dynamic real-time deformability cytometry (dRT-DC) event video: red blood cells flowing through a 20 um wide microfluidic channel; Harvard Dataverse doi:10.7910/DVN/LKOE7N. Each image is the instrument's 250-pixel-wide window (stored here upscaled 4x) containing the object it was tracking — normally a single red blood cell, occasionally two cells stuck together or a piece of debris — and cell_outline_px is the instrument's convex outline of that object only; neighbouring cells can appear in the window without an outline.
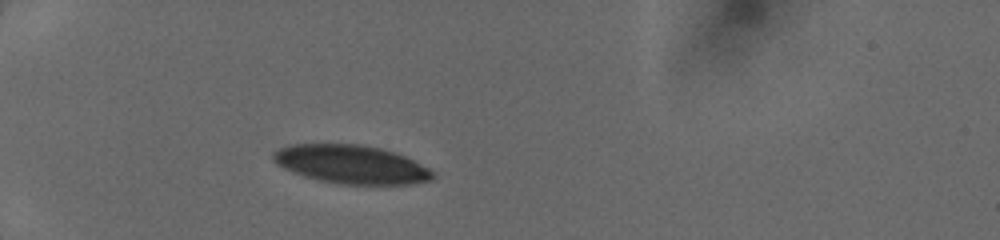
{"species": "human", "species_latin": "Homo sapiens", "temperature_condition": "cold", "stored_images_in_passage": 24, "camera_frame_rate_fps": 3000, "um_per_image_px": 0.085, "donor": {"sex": "female"}, "frame": {"image": 1, "passage_image": 6, "time_ms": 2.333, "image_size_px": [1000, 240], "cell_outline_px": [[436, 176], [432, 180], [412, 184], [340, 184], [320, 180], [304, 176], [292, 172], [276, 164], [272, 160], [272, 152], [288, 144], [364, 144], [396, 152], [428, 168]], "centroid_in_image_um": [29.83, 13.96], "position_along_channel_um": 55.2, "area_um2": 35.89}}
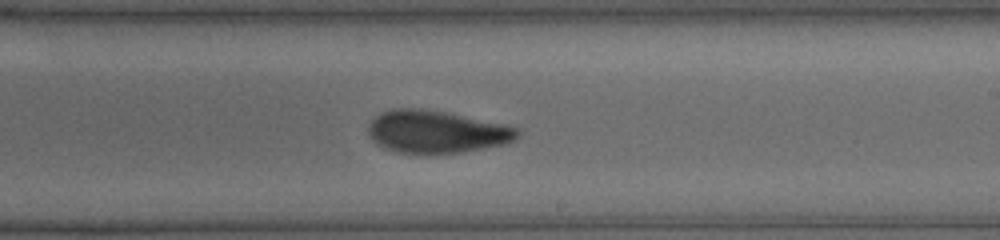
{"frame": {"image": 2, "passage_image": 14, "time_ms": 7.667, "image_size_px": [1000, 240], "cell_outline_px": [[520, 136], [516, 140], [508, 144], [460, 152], [396, 152], [384, 148], [376, 144], [372, 140], [368, 132], [368, 124], [376, 116], [384, 112], [396, 108], [420, 108], [444, 112], [504, 124], [520, 128]], "centroid_in_image_um": [37.13, 11.19], "position_along_channel_um": 251.9, "area_um2": 36.7}}
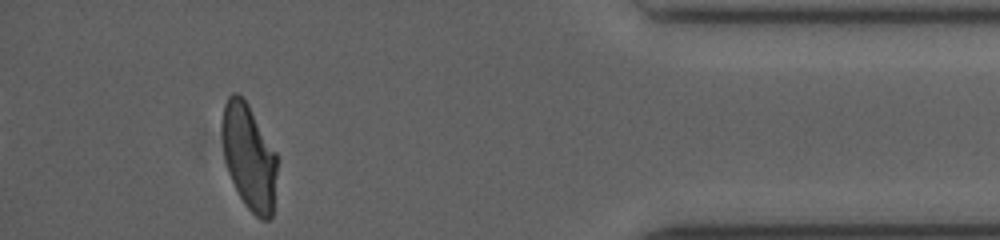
{"frame": {"image": 3, "passage_image": 22, "time_ms": 12.333, "image_size_px": [1000, 240], "cell_outline_px": [[276, 172], [272, 216], [268, 220], [260, 220], [244, 204], [228, 172], [224, 160], [220, 124], [220, 120], [224, 104], [228, 96], [232, 92], [236, 92], [248, 104], [276, 152]], "centroid_in_image_um": [21.13, 13.3], "position_along_channel_um": 414.1, "area_um2": 33.87}}